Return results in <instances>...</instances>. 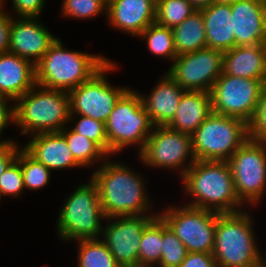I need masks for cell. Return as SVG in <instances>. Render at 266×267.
Instances as JSON below:
<instances>
[{"instance_id": "6da1fadb", "label": "cell", "mask_w": 266, "mask_h": 267, "mask_svg": "<svg viewBox=\"0 0 266 267\" xmlns=\"http://www.w3.org/2000/svg\"><path fill=\"white\" fill-rule=\"evenodd\" d=\"M111 158L109 156L90 176L97 186L105 217L158 215V212L149 214L152 202L143 177L125 163Z\"/></svg>"}, {"instance_id": "7a4b0ae2", "label": "cell", "mask_w": 266, "mask_h": 267, "mask_svg": "<svg viewBox=\"0 0 266 267\" xmlns=\"http://www.w3.org/2000/svg\"><path fill=\"white\" fill-rule=\"evenodd\" d=\"M183 193L191 197L186 205L233 213L244 210L238 199L227 161H195L181 177Z\"/></svg>"}, {"instance_id": "3957f363", "label": "cell", "mask_w": 266, "mask_h": 267, "mask_svg": "<svg viewBox=\"0 0 266 267\" xmlns=\"http://www.w3.org/2000/svg\"><path fill=\"white\" fill-rule=\"evenodd\" d=\"M61 39L49 47L35 65L36 85L69 92L89 80L110 58L78 50H68Z\"/></svg>"}, {"instance_id": "277c9868", "label": "cell", "mask_w": 266, "mask_h": 267, "mask_svg": "<svg viewBox=\"0 0 266 267\" xmlns=\"http://www.w3.org/2000/svg\"><path fill=\"white\" fill-rule=\"evenodd\" d=\"M14 125L21 134L60 132L69 124L68 92L35 85L14 103Z\"/></svg>"}, {"instance_id": "5b68a950", "label": "cell", "mask_w": 266, "mask_h": 267, "mask_svg": "<svg viewBox=\"0 0 266 267\" xmlns=\"http://www.w3.org/2000/svg\"><path fill=\"white\" fill-rule=\"evenodd\" d=\"M253 222L252 214L246 209L217 214L212 254L218 267L261 266L262 253L257 246Z\"/></svg>"}, {"instance_id": "8992f818", "label": "cell", "mask_w": 266, "mask_h": 267, "mask_svg": "<svg viewBox=\"0 0 266 267\" xmlns=\"http://www.w3.org/2000/svg\"><path fill=\"white\" fill-rule=\"evenodd\" d=\"M79 185L63 202L57 219V235L62 241L99 239L106 221L96 184ZM103 220V221H102Z\"/></svg>"}, {"instance_id": "52a82bcc", "label": "cell", "mask_w": 266, "mask_h": 267, "mask_svg": "<svg viewBox=\"0 0 266 267\" xmlns=\"http://www.w3.org/2000/svg\"><path fill=\"white\" fill-rule=\"evenodd\" d=\"M139 93L129 88L116 102L105 122L109 156L119 154L133 145H139V154L145 147L154 125L144 109Z\"/></svg>"}, {"instance_id": "ba28073f", "label": "cell", "mask_w": 266, "mask_h": 267, "mask_svg": "<svg viewBox=\"0 0 266 267\" xmlns=\"http://www.w3.org/2000/svg\"><path fill=\"white\" fill-rule=\"evenodd\" d=\"M249 139L248 124L212 112L192 134L196 161H228Z\"/></svg>"}, {"instance_id": "9c48e42d", "label": "cell", "mask_w": 266, "mask_h": 267, "mask_svg": "<svg viewBox=\"0 0 266 267\" xmlns=\"http://www.w3.org/2000/svg\"><path fill=\"white\" fill-rule=\"evenodd\" d=\"M138 157L139 162L152 169L178 170L181 178L196 161L192 135L173 130L169 126H154Z\"/></svg>"}, {"instance_id": "30bf717a", "label": "cell", "mask_w": 266, "mask_h": 267, "mask_svg": "<svg viewBox=\"0 0 266 267\" xmlns=\"http://www.w3.org/2000/svg\"><path fill=\"white\" fill-rule=\"evenodd\" d=\"M227 162L238 199L246 207L259 204L266 190V142L248 139Z\"/></svg>"}, {"instance_id": "8fae6325", "label": "cell", "mask_w": 266, "mask_h": 267, "mask_svg": "<svg viewBox=\"0 0 266 267\" xmlns=\"http://www.w3.org/2000/svg\"><path fill=\"white\" fill-rule=\"evenodd\" d=\"M158 214L188 252L213 253L217 212L189 205L169 206Z\"/></svg>"}, {"instance_id": "7c38bea8", "label": "cell", "mask_w": 266, "mask_h": 267, "mask_svg": "<svg viewBox=\"0 0 266 267\" xmlns=\"http://www.w3.org/2000/svg\"><path fill=\"white\" fill-rule=\"evenodd\" d=\"M118 65L111 59L89 80L68 92L70 97V115L88 116L106 122L119 98L129 87H114L109 83L107 74Z\"/></svg>"}, {"instance_id": "4fadbf2b", "label": "cell", "mask_w": 266, "mask_h": 267, "mask_svg": "<svg viewBox=\"0 0 266 267\" xmlns=\"http://www.w3.org/2000/svg\"><path fill=\"white\" fill-rule=\"evenodd\" d=\"M266 79L236 77L224 72L210 90L212 111L251 122Z\"/></svg>"}, {"instance_id": "5bb4252c", "label": "cell", "mask_w": 266, "mask_h": 267, "mask_svg": "<svg viewBox=\"0 0 266 267\" xmlns=\"http://www.w3.org/2000/svg\"><path fill=\"white\" fill-rule=\"evenodd\" d=\"M223 54L208 47L181 54L166 73L185 91L210 92L223 73Z\"/></svg>"}, {"instance_id": "9a60e30c", "label": "cell", "mask_w": 266, "mask_h": 267, "mask_svg": "<svg viewBox=\"0 0 266 267\" xmlns=\"http://www.w3.org/2000/svg\"><path fill=\"white\" fill-rule=\"evenodd\" d=\"M155 216L133 215L105 219L108 223L103 225L100 239L121 267H138L141 236L145 226Z\"/></svg>"}, {"instance_id": "2e32d148", "label": "cell", "mask_w": 266, "mask_h": 267, "mask_svg": "<svg viewBox=\"0 0 266 267\" xmlns=\"http://www.w3.org/2000/svg\"><path fill=\"white\" fill-rule=\"evenodd\" d=\"M38 17H12L9 52L30 61L34 66L56 41Z\"/></svg>"}, {"instance_id": "e0dca14e", "label": "cell", "mask_w": 266, "mask_h": 267, "mask_svg": "<svg viewBox=\"0 0 266 267\" xmlns=\"http://www.w3.org/2000/svg\"><path fill=\"white\" fill-rule=\"evenodd\" d=\"M230 5L235 46L266 44V0H237Z\"/></svg>"}, {"instance_id": "ac0fdd59", "label": "cell", "mask_w": 266, "mask_h": 267, "mask_svg": "<svg viewBox=\"0 0 266 267\" xmlns=\"http://www.w3.org/2000/svg\"><path fill=\"white\" fill-rule=\"evenodd\" d=\"M157 0H110L106 19L112 28L139 36L156 19Z\"/></svg>"}, {"instance_id": "d6986e66", "label": "cell", "mask_w": 266, "mask_h": 267, "mask_svg": "<svg viewBox=\"0 0 266 267\" xmlns=\"http://www.w3.org/2000/svg\"><path fill=\"white\" fill-rule=\"evenodd\" d=\"M31 137L22 148L49 170L82 168L75 161L65 137L60 132L39 133Z\"/></svg>"}, {"instance_id": "ffe728a7", "label": "cell", "mask_w": 266, "mask_h": 267, "mask_svg": "<svg viewBox=\"0 0 266 267\" xmlns=\"http://www.w3.org/2000/svg\"><path fill=\"white\" fill-rule=\"evenodd\" d=\"M184 91L165 72L148 96L140 93L144 109L154 126H167L173 120Z\"/></svg>"}, {"instance_id": "44dd1931", "label": "cell", "mask_w": 266, "mask_h": 267, "mask_svg": "<svg viewBox=\"0 0 266 267\" xmlns=\"http://www.w3.org/2000/svg\"><path fill=\"white\" fill-rule=\"evenodd\" d=\"M36 85L35 66L14 53L0 54V95L12 102Z\"/></svg>"}, {"instance_id": "7402d4cb", "label": "cell", "mask_w": 266, "mask_h": 267, "mask_svg": "<svg viewBox=\"0 0 266 267\" xmlns=\"http://www.w3.org/2000/svg\"><path fill=\"white\" fill-rule=\"evenodd\" d=\"M223 72L236 77L266 79V44L235 46L225 51Z\"/></svg>"}, {"instance_id": "603a6c76", "label": "cell", "mask_w": 266, "mask_h": 267, "mask_svg": "<svg viewBox=\"0 0 266 267\" xmlns=\"http://www.w3.org/2000/svg\"><path fill=\"white\" fill-rule=\"evenodd\" d=\"M212 112L210 92L184 91L175 116L167 126L192 135Z\"/></svg>"}, {"instance_id": "cb8c5ba5", "label": "cell", "mask_w": 266, "mask_h": 267, "mask_svg": "<svg viewBox=\"0 0 266 267\" xmlns=\"http://www.w3.org/2000/svg\"><path fill=\"white\" fill-rule=\"evenodd\" d=\"M200 11L204 20L207 47L222 52L235 47L231 5L213 2Z\"/></svg>"}, {"instance_id": "d4e9b609", "label": "cell", "mask_w": 266, "mask_h": 267, "mask_svg": "<svg viewBox=\"0 0 266 267\" xmlns=\"http://www.w3.org/2000/svg\"><path fill=\"white\" fill-rule=\"evenodd\" d=\"M176 54L195 52L207 47L203 15L195 10L181 24L172 28Z\"/></svg>"}, {"instance_id": "484cf974", "label": "cell", "mask_w": 266, "mask_h": 267, "mask_svg": "<svg viewBox=\"0 0 266 267\" xmlns=\"http://www.w3.org/2000/svg\"><path fill=\"white\" fill-rule=\"evenodd\" d=\"M65 137L75 161L81 167L103 164L109 155L93 140L66 127L60 131ZM98 162V163H97Z\"/></svg>"}, {"instance_id": "4316f807", "label": "cell", "mask_w": 266, "mask_h": 267, "mask_svg": "<svg viewBox=\"0 0 266 267\" xmlns=\"http://www.w3.org/2000/svg\"><path fill=\"white\" fill-rule=\"evenodd\" d=\"M162 254V217L158 214L144 228L138 255V267H157Z\"/></svg>"}, {"instance_id": "83f0119b", "label": "cell", "mask_w": 266, "mask_h": 267, "mask_svg": "<svg viewBox=\"0 0 266 267\" xmlns=\"http://www.w3.org/2000/svg\"><path fill=\"white\" fill-rule=\"evenodd\" d=\"M77 243L78 267H121L100 238L81 239Z\"/></svg>"}, {"instance_id": "f1b7e54d", "label": "cell", "mask_w": 266, "mask_h": 267, "mask_svg": "<svg viewBox=\"0 0 266 267\" xmlns=\"http://www.w3.org/2000/svg\"><path fill=\"white\" fill-rule=\"evenodd\" d=\"M138 37L146 39V45L151 54L164 58V60L165 58L170 59L171 63L177 57L172 28L154 22L146 27Z\"/></svg>"}, {"instance_id": "f546056e", "label": "cell", "mask_w": 266, "mask_h": 267, "mask_svg": "<svg viewBox=\"0 0 266 267\" xmlns=\"http://www.w3.org/2000/svg\"><path fill=\"white\" fill-rule=\"evenodd\" d=\"M195 10L188 0H157L155 22L173 28L181 24Z\"/></svg>"}, {"instance_id": "4dcf8cb0", "label": "cell", "mask_w": 266, "mask_h": 267, "mask_svg": "<svg viewBox=\"0 0 266 267\" xmlns=\"http://www.w3.org/2000/svg\"><path fill=\"white\" fill-rule=\"evenodd\" d=\"M19 164L25 190H39L48 185L52 171L36 161L22 147L19 149Z\"/></svg>"}, {"instance_id": "1f68e13d", "label": "cell", "mask_w": 266, "mask_h": 267, "mask_svg": "<svg viewBox=\"0 0 266 267\" xmlns=\"http://www.w3.org/2000/svg\"><path fill=\"white\" fill-rule=\"evenodd\" d=\"M187 253L182 241L162 218V254L157 267H179Z\"/></svg>"}, {"instance_id": "d6a6232c", "label": "cell", "mask_w": 266, "mask_h": 267, "mask_svg": "<svg viewBox=\"0 0 266 267\" xmlns=\"http://www.w3.org/2000/svg\"><path fill=\"white\" fill-rule=\"evenodd\" d=\"M62 17L73 19H92L102 13L107 14V2L104 0H62Z\"/></svg>"}, {"instance_id": "836d02e7", "label": "cell", "mask_w": 266, "mask_h": 267, "mask_svg": "<svg viewBox=\"0 0 266 267\" xmlns=\"http://www.w3.org/2000/svg\"><path fill=\"white\" fill-rule=\"evenodd\" d=\"M74 116L76 118L80 117L77 118V122H74L75 124L72 125V130L93 140L108 154V140L105 123L82 115H70L69 123L74 121Z\"/></svg>"}, {"instance_id": "e575fe53", "label": "cell", "mask_w": 266, "mask_h": 267, "mask_svg": "<svg viewBox=\"0 0 266 267\" xmlns=\"http://www.w3.org/2000/svg\"><path fill=\"white\" fill-rule=\"evenodd\" d=\"M24 182L19 164V151L0 177V199L3 196L17 198L23 194Z\"/></svg>"}, {"instance_id": "d590c367", "label": "cell", "mask_w": 266, "mask_h": 267, "mask_svg": "<svg viewBox=\"0 0 266 267\" xmlns=\"http://www.w3.org/2000/svg\"><path fill=\"white\" fill-rule=\"evenodd\" d=\"M248 128L250 140L266 142V82L262 86L258 107Z\"/></svg>"}, {"instance_id": "8d00e7d4", "label": "cell", "mask_w": 266, "mask_h": 267, "mask_svg": "<svg viewBox=\"0 0 266 267\" xmlns=\"http://www.w3.org/2000/svg\"><path fill=\"white\" fill-rule=\"evenodd\" d=\"M45 0H12L17 17H39L45 7Z\"/></svg>"}, {"instance_id": "74e56055", "label": "cell", "mask_w": 266, "mask_h": 267, "mask_svg": "<svg viewBox=\"0 0 266 267\" xmlns=\"http://www.w3.org/2000/svg\"><path fill=\"white\" fill-rule=\"evenodd\" d=\"M6 4L1 0L0 5V54L9 52L10 30L13 15L5 11ZM4 5V6H3Z\"/></svg>"}, {"instance_id": "f35d334b", "label": "cell", "mask_w": 266, "mask_h": 267, "mask_svg": "<svg viewBox=\"0 0 266 267\" xmlns=\"http://www.w3.org/2000/svg\"><path fill=\"white\" fill-rule=\"evenodd\" d=\"M179 267H218L212 253L188 252Z\"/></svg>"}, {"instance_id": "ab89813d", "label": "cell", "mask_w": 266, "mask_h": 267, "mask_svg": "<svg viewBox=\"0 0 266 267\" xmlns=\"http://www.w3.org/2000/svg\"><path fill=\"white\" fill-rule=\"evenodd\" d=\"M20 148L21 146L11 138L0 146V177L8 165L16 158Z\"/></svg>"}, {"instance_id": "60d3db41", "label": "cell", "mask_w": 266, "mask_h": 267, "mask_svg": "<svg viewBox=\"0 0 266 267\" xmlns=\"http://www.w3.org/2000/svg\"><path fill=\"white\" fill-rule=\"evenodd\" d=\"M14 103L9 98L0 95V136L10 124L14 125ZM2 134V135H1Z\"/></svg>"}, {"instance_id": "b9f144b4", "label": "cell", "mask_w": 266, "mask_h": 267, "mask_svg": "<svg viewBox=\"0 0 266 267\" xmlns=\"http://www.w3.org/2000/svg\"><path fill=\"white\" fill-rule=\"evenodd\" d=\"M188 1L192 4V6L196 10H201L203 8H206L211 3H213V0H188Z\"/></svg>"}, {"instance_id": "7bdbcfd3", "label": "cell", "mask_w": 266, "mask_h": 267, "mask_svg": "<svg viewBox=\"0 0 266 267\" xmlns=\"http://www.w3.org/2000/svg\"><path fill=\"white\" fill-rule=\"evenodd\" d=\"M236 1L237 0H213V2L219 3V4H233Z\"/></svg>"}, {"instance_id": "ee69618b", "label": "cell", "mask_w": 266, "mask_h": 267, "mask_svg": "<svg viewBox=\"0 0 266 267\" xmlns=\"http://www.w3.org/2000/svg\"><path fill=\"white\" fill-rule=\"evenodd\" d=\"M265 256L262 255V258H261V266L260 267H266V257L264 258Z\"/></svg>"}, {"instance_id": "f6af8a7d", "label": "cell", "mask_w": 266, "mask_h": 267, "mask_svg": "<svg viewBox=\"0 0 266 267\" xmlns=\"http://www.w3.org/2000/svg\"><path fill=\"white\" fill-rule=\"evenodd\" d=\"M0 138H2L1 136H0ZM5 141H7V139H0V146L5 142Z\"/></svg>"}]
</instances>
